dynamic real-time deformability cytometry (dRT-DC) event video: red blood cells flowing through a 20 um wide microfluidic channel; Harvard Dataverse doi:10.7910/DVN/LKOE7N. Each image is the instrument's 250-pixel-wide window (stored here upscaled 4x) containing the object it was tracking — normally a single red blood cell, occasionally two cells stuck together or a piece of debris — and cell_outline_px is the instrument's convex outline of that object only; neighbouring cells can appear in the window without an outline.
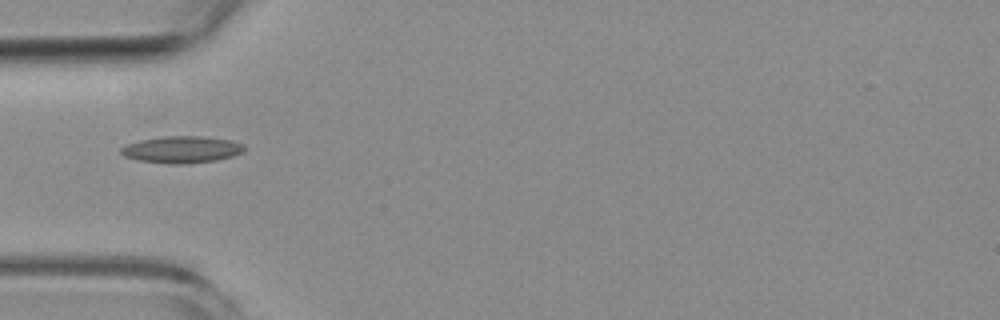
{"species": "common noctule bat (a hibernating species)", "species_latin": "Nyctalus noctula", "temperature_condition": "room temperature", "stored_images_in_passage": 4, "camera_frame_rate_fps": 3000, "um_per_image_px": 0.085, "animal": {"sex": "female", "body_mass_g": 19.3, "forearm_length_mm": 54.1}, "frame": {"image": 1, "passage_image": 4, "time_ms": 3.333, "image_size_px": [1000, 320], "cell_outline_px": [[244, 152], [232, 156], [216, 160], [188, 164], [168, 164], [140, 160], [124, 156], [120, 152], [120, 148], [128, 144], [140, 140], [164, 136], [204, 136], [232, 140], [244, 144]], "centroid_in_image_um": [15.48, 12.71], "position_along_channel_um": 69.5, "area_um2": 19.36}}